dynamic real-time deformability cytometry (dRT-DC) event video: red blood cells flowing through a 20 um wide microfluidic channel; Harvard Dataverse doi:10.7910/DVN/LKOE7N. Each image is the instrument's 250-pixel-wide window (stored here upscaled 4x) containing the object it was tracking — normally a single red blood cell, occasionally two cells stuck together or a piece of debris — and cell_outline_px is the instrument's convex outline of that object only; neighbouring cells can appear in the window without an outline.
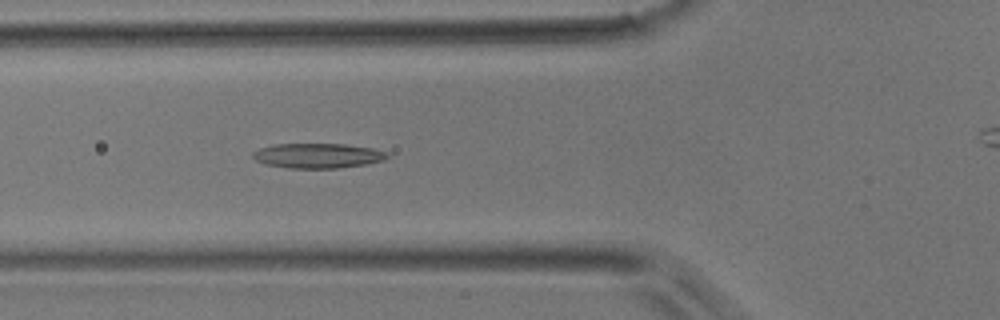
{"species": "common noctule bat (a hibernating species)", "species_latin": "Nyctalus noctula", "temperature_condition": "room temperature", "stored_images_in_passage": 49, "camera_frame_rate_fps": 3000, "um_per_image_px": 0.085, "animal": {"sex": "male", "body_mass_g": 17.9}, "frame": {"image": 1, "passage_image": 17, "time_ms": 5.333, "image_size_px": [1000, 320], "cell_outline_px": [[388, 156], [384, 160], [368, 164], [336, 168], [288, 168], [264, 164], [256, 160], [252, 156], [252, 152], [260, 148], [272, 144], [344, 144], [372, 148], [388, 152]], "centroid_in_image_um": [27.0, 13.23], "position_along_channel_um": 98.8, "area_um2": 19.54}}
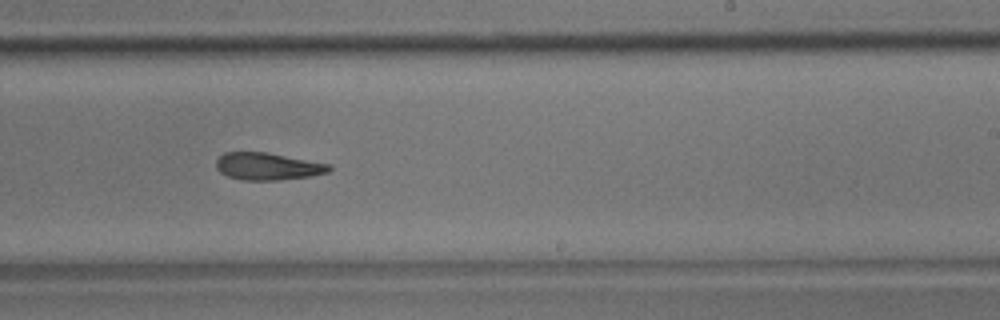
{"frame": {"image": 2, "passage_image": 29, "time_ms": 9.333, "image_size_px": [1000, 320], "cell_outline_px": [[332, 168], [328, 172], [312, 176], [276, 180], [244, 180], [228, 176], [220, 172], [216, 168], [216, 160], [224, 152], [264, 152], [328, 164]], "centroid_in_image_um": [22.71, 14.14], "position_along_channel_um": 266.3, "area_um2": 17.69}}
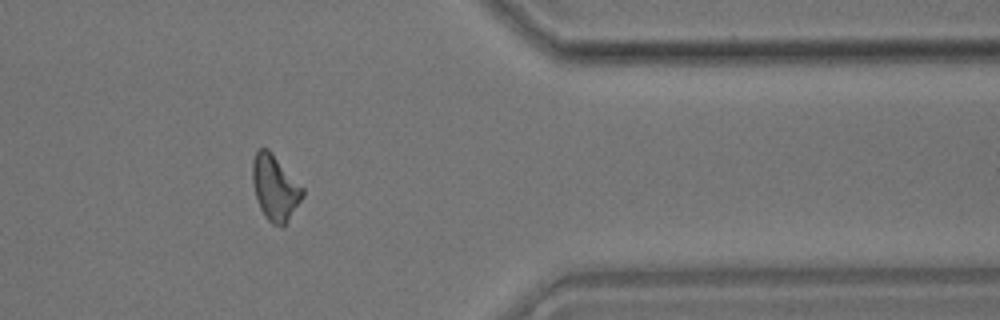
{"frame": {"image": 3, "passage_image": 39, "time_ms": 12.667, "image_size_px": [1000, 320], "cell_outline_px": [[304, 196], [288, 220], [284, 224], [272, 224], [264, 216], [260, 208], [252, 184], [252, 160], [256, 152], [260, 148], [268, 148], [272, 152], [304, 188]], "centroid_in_image_um": [23.37, 15.92], "position_along_channel_um": 388.0, "area_um2": 19.02}}